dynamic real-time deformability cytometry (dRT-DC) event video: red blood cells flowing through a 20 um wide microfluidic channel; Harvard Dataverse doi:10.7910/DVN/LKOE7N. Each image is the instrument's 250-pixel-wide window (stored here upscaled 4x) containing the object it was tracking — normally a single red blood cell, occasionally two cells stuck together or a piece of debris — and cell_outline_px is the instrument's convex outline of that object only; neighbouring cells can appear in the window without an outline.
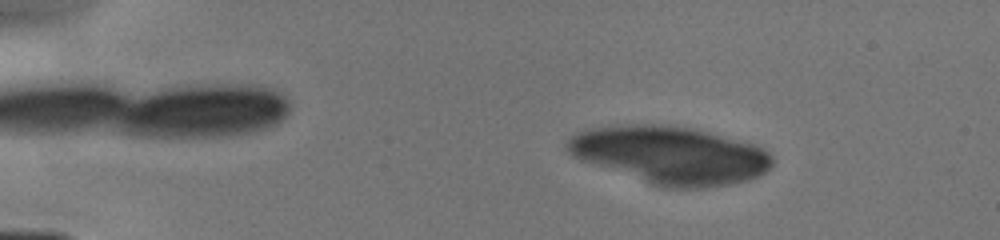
{"species": "human", "species_latin": "Homo sapiens", "temperature_condition": "cold", "stored_images_in_passage": 18, "camera_frame_rate_fps": 3000, "um_per_image_px": 0.085, "donor": {"sex": "male"}, "frame": {"image": 1, "passage_image": 7, "time_ms": 2.0, "image_size_px": [1000, 240], "cell_outline_px": [[772, 168], [760, 176], [748, 180], [728, 184], [700, 188], [660, 188], [648, 184], [580, 160], [572, 156], [568, 152], [564, 144], [572, 136], [588, 128], [616, 124], [668, 124], [696, 128], [756, 144], [764, 148], [772, 156]], "centroid_in_image_um": [56.97, 13.17], "position_along_channel_um": 28.0, "area_um2": 70.0}}